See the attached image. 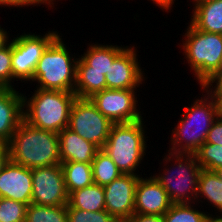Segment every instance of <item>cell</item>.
<instances>
[{"instance_id": "32", "label": "cell", "mask_w": 222, "mask_h": 222, "mask_svg": "<svg viewBox=\"0 0 222 222\" xmlns=\"http://www.w3.org/2000/svg\"><path fill=\"white\" fill-rule=\"evenodd\" d=\"M44 5L45 3L42 0H0V6L1 7H14V8H23V7H29L33 5L32 7H35L38 5Z\"/></svg>"}, {"instance_id": "31", "label": "cell", "mask_w": 222, "mask_h": 222, "mask_svg": "<svg viewBox=\"0 0 222 222\" xmlns=\"http://www.w3.org/2000/svg\"><path fill=\"white\" fill-rule=\"evenodd\" d=\"M205 142L222 145V119L217 118L211 125Z\"/></svg>"}, {"instance_id": "34", "label": "cell", "mask_w": 222, "mask_h": 222, "mask_svg": "<svg viewBox=\"0 0 222 222\" xmlns=\"http://www.w3.org/2000/svg\"><path fill=\"white\" fill-rule=\"evenodd\" d=\"M204 89L210 94H222V73L218 74Z\"/></svg>"}, {"instance_id": "29", "label": "cell", "mask_w": 222, "mask_h": 222, "mask_svg": "<svg viewBox=\"0 0 222 222\" xmlns=\"http://www.w3.org/2000/svg\"><path fill=\"white\" fill-rule=\"evenodd\" d=\"M67 222H119L114 216L106 210L86 211L72 208L67 204Z\"/></svg>"}, {"instance_id": "37", "label": "cell", "mask_w": 222, "mask_h": 222, "mask_svg": "<svg viewBox=\"0 0 222 222\" xmlns=\"http://www.w3.org/2000/svg\"><path fill=\"white\" fill-rule=\"evenodd\" d=\"M9 36L10 33L8 35L7 29L5 30V28H2L0 25V49L9 43V38H11Z\"/></svg>"}, {"instance_id": "2", "label": "cell", "mask_w": 222, "mask_h": 222, "mask_svg": "<svg viewBox=\"0 0 222 222\" xmlns=\"http://www.w3.org/2000/svg\"><path fill=\"white\" fill-rule=\"evenodd\" d=\"M8 146L10 160L26 168L61 164L58 133L32 127L24 120Z\"/></svg>"}, {"instance_id": "16", "label": "cell", "mask_w": 222, "mask_h": 222, "mask_svg": "<svg viewBox=\"0 0 222 222\" xmlns=\"http://www.w3.org/2000/svg\"><path fill=\"white\" fill-rule=\"evenodd\" d=\"M23 120V93L0 88V141L8 143Z\"/></svg>"}, {"instance_id": "42", "label": "cell", "mask_w": 222, "mask_h": 222, "mask_svg": "<svg viewBox=\"0 0 222 222\" xmlns=\"http://www.w3.org/2000/svg\"><path fill=\"white\" fill-rule=\"evenodd\" d=\"M215 174L218 176L220 180H222V166L218 167L217 169L214 170Z\"/></svg>"}, {"instance_id": "18", "label": "cell", "mask_w": 222, "mask_h": 222, "mask_svg": "<svg viewBox=\"0 0 222 222\" xmlns=\"http://www.w3.org/2000/svg\"><path fill=\"white\" fill-rule=\"evenodd\" d=\"M90 44L83 55L78 57L76 71H97L106 75L114 59L127 47L114 44Z\"/></svg>"}, {"instance_id": "10", "label": "cell", "mask_w": 222, "mask_h": 222, "mask_svg": "<svg viewBox=\"0 0 222 222\" xmlns=\"http://www.w3.org/2000/svg\"><path fill=\"white\" fill-rule=\"evenodd\" d=\"M136 91V92H135ZM138 89H104L89 99L112 123H129L143 118V111L137 108Z\"/></svg>"}, {"instance_id": "1", "label": "cell", "mask_w": 222, "mask_h": 222, "mask_svg": "<svg viewBox=\"0 0 222 222\" xmlns=\"http://www.w3.org/2000/svg\"><path fill=\"white\" fill-rule=\"evenodd\" d=\"M201 90L202 98H196L191 106L183 108L181 119L172 129L171 144L167 151L194 154L206 141L208 131L218 114L215 99L203 87Z\"/></svg>"}, {"instance_id": "22", "label": "cell", "mask_w": 222, "mask_h": 222, "mask_svg": "<svg viewBox=\"0 0 222 222\" xmlns=\"http://www.w3.org/2000/svg\"><path fill=\"white\" fill-rule=\"evenodd\" d=\"M61 166L69 195L73 191L90 186L94 183L91 163L68 161L61 163Z\"/></svg>"}, {"instance_id": "25", "label": "cell", "mask_w": 222, "mask_h": 222, "mask_svg": "<svg viewBox=\"0 0 222 222\" xmlns=\"http://www.w3.org/2000/svg\"><path fill=\"white\" fill-rule=\"evenodd\" d=\"M196 205L198 206L197 203L173 204L163 215V222H205L209 213L198 210Z\"/></svg>"}, {"instance_id": "21", "label": "cell", "mask_w": 222, "mask_h": 222, "mask_svg": "<svg viewBox=\"0 0 222 222\" xmlns=\"http://www.w3.org/2000/svg\"><path fill=\"white\" fill-rule=\"evenodd\" d=\"M68 204L72 208L86 211L106 210L104 187L93 183L90 186L73 191L69 195Z\"/></svg>"}, {"instance_id": "43", "label": "cell", "mask_w": 222, "mask_h": 222, "mask_svg": "<svg viewBox=\"0 0 222 222\" xmlns=\"http://www.w3.org/2000/svg\"><path fill=\"white\" fill-rule=\"evenodd\" d=\"M207 1H215V0H192L191 2H207Z\"/></svg>"}, {"instance_id": "12", "label": "cell", "mask_w": 222, "mask_h": 222, "mask_svg": "<svg viewBox=\"0 0 222 222\" xmlns=\"http://www.w3.org/2000/svg\"><path fill=\"white\" fill-rule=\"evenodd\" d=\"M138 50L134 45L127 46L113 61L105 75L106 89H137L146 78L138 61Z\"/></svg>"}, {"instance_id": "17", "label": "cell", "mask_w": 222, "mask_h": 222, "mask_svg": "<svg viewBox=\"0 0 222 222\" xmlns=\"http://www.w3.org/2000/svg\"><path fill=\"white\" fill-rule=\"evenodd\" d=\"M61 163L73 161L92 163L100 150L94 143L85 140L68 127L58 133Z\"/></svg>"}, {"instance_id": "33", "label": "cell", "mask_w": 222, "mask_h": 222, "mask_svg": "<svg viewBox=\"0 0 222 222\" xmlns=\"http://www.w3.org/2000/svg\"><path fill=\"white\" fill-rule=\"evenodd\" d=\"M125 222H163V216L152 214H136L134 213Z\"/></svg>"}, {"instance_id": "15", "label": "cell", "mask_w": 222, "mask_h": 222, "mask_svg": "<svg viewBox=\"0 0 222 222\" xmlns=\"http://www.w3.org/2000/svg\"><path fill=\"white\" fill-rule=\"evenodd\" d=\"M0 197L31 204L32 169L9 160L0 172Z\"/></svg>"}, {"instance_id": "40", "label": "cell", "mask_w": 222, "mask_h": 222, "mask_svg": "<svg viewBox=\"0 0 222 222\" xmlns=\"http://www.w3.org/2000/svg\"><path fill=\"white\" fill-rule=\"evenodd\" d=\"M210 222H222V215L216 214H209L207 218Z\"/></svg>"}, {"instance_id": "11", "label": "cell", "mask_w": 222, "mask_h": 222, "mask_svg": "<svg viewBox=\"0 0 222 222\" xmlns=\"http://www.w3.org/2000/svg\"><path fill=\"white\" fill-rule=\"evenodd\" d=\"M69 194L61 164L32 169V202L36 205H67Z\"/></svg>"}, {"instance_id": "28", "label": "cell", "mask_w": 222, "mask_h": 222, "mask_svg": "<svg viewBox=\"0 0 222 222\" xmlns=\"http://www.w3.org/2000/svg\"><path fill=\"white\" fill-rule=\"evenodd\" d=\"M28 205L0 197V221L1 222H25Z\"/></svg>"}, {"instance_id": "41", "label": "cell", "mask_w": 222, "mask_h": 222, "mask_svg": "<svg viewBox=\"0 0 222 222\" xmlns=\"http://www.w3.org/2000/svg\"><path fill=\"white\" fill-rule=\"evenodd\" d=\"M44 3H45V5L47 6V7H49V8H54V3L56 2L55 0H42Z\"/></svg>"}, {"instance_id": "3", "label": "cell", "mask_w": 222, "mask_h": 222, "mask_svg": "<svg viewBox=\"0 0 222 222\" xmlns=\"http://www.w3.org/2000/svg\"><path fill=\"white\" fill-rule=\"evenodd\" d=\"M28 96L23 94V113L30 126L55 133L68 127L72 104L77 98L74 92L35 88Z\"/></svg>"}, {"instance_id": "24", "label": "cell", "mask_w": 222, "mask_h": 222, "mask_svg": "<svg viewBox=\"0 0 222 222\" xmlns=\"http://www.w3.org/2000/svg\"><path fill=\"white\" fill-rule=\"evenodd\" d=\"M91 164L94 184L103 187L122 174L110 156L102 149L97 152Z\"/></svg>"}, {"instance_id": "13", "label": "cell", "mask_w": 222, "mask_h": 222, "mask_svg": "<svg viewBox=\"0 0 222 222\" xmlns=\"http://www.w3.org/2000/svg\"><path fill=\"white\" fill-rule=\"evenodd\" d=\"M140 176L121 174L104 186L105 209L119 222H125L134 214L135 191Z\"/></svg>"}, {"instance_id": "36", "label": "cell", "mask_w": 222, "mask_h": 222, "mask_svg": "<svg viewBox=\"0 0 222 222\" xmlns=\"http://www.w3.org/2000/svg\"><path fill=\"white\" fill-rule=\"evenodd\" d=\"M152 3L156 4L162 11L171 12L172 6L174 5L175 0H151ZM169 10V11H168Z\"/></svg>"}, {"instance_id": "26", "label": "cell", "mask_w": 222, "mask_h": 222, "mask_svg": "<svg viewBox=\"0 0 222 222\" xmlns=\"http://www.w3.org/2000/svg\"><path fill=\"white\" fill-rule=\"evenodd\" d=\"M25 222H67V205L45 206L29 204Z\"/></svg>"}, {"instance_id": "7", "label": "cell", "mask_w": 222, "mask_h": 222, "mask_svg": "<svg viewBox=\"0 0 222 222\" xmlns=\"http://www.w3.org/2000/svg\"><path fill=\"white\" fill-rule=\"evenodd\" d=\"M180 47L200 87L219 69L222 57V34L196 29L191 23Z\"/></svg>"}, {"instance_id": "5", "label": "cell", "mask_w": 222, "mask_h": 222, "mask_svg": "<svg viewBox=\"0 0 222 222\" xmlns=\"http://www.w3.org/2000/svg\"><path fill=\"white\" fill-rule=\"evenodd\" d=\"M73 56L59 34L42 53L32 83L42 90L74 92L79 55Z\"/></svg>"}, {"instance_id": "4", "label": "cell", "mask_w": 222, "mask_h": 222, "mask_svg": "<svg viewBox=\"0 0 222 222\" xmlns=\"http://www.w3.org/2000/svg\"><path fill=\"white\" fill-rule=\"evenodd\" d=\"M144 119L129 123H113L108 139L102 148L122 174L138 173L146 156L147 139ZM138 173H137V172Z\"/></svg>"}, {"instance_id": "30", "label": "cell", "mask_w": 222, "mask_h": 222, "mask_svg": "<svg viewBox=\"0 0 222 222\" xmlns=\"http://www.w3.org/2000/svg\"><path fill=\"white\" fill-rule=\"evenodd\" d=\"M12 85V43L0 49V88H16Z\"/></svg>"}, {"instance_id": "39", "label": "cell", "mask_w": 222, "mask_h": 222, "mask_svg": "<svg viewBox=\"0 0 222 222\" xmlns=\"http://www.w3.org/2000/svg\"><path fill=\"white\" fill-rule=\"evenodd\" d=\"M220 73H222V57H221V61H220V64H219V69L201 87L204 88L207 84H209Z\"/></svg>"}, {"instance_id": "35", "label": "cell", "mask_w": 222, "mask_h": 222, "mask_svg": "<svg viewBox=\"0 0 222 222\" xmlns=\"http://www.w3.org/2000/svg\"><path fill=\"white\" fill-rule=\"evenodd\" d=\"M10 160L8 143L0 141V172Z\"/></svg>"}, {"instance_id": "6", "label": "cell", "mask_w": 222, "mask_h": 222, "mask_svg": "<svg viewBox=\"0 0 222 222\" xmlns=\"http://www.w3.org/2000/svg\"><path fill=\"white\" fill-rule=\"evenodd\" d=\"M167 153L162 160L164 169L152 176L165 189L173 204L195 203L202 170L195 154ZM161 170L163 172L160 173Z\"/></svg>"}, {"instance_id": "23", "label": "cell", "mask_w": 222, "mask_h": 222, "mask_svg": "<svg viewBox=\"0 0 222 222\" xmlns=\"http://www.w3.org/2000/svg\"><path fill=\"white\" fill-rule=\"evenodd\" d=\"M106 89L105 75L97 71H76L74 93L77 98L89 99Z\"/></svg>"}, {"instance_id": "9", "label": "cell", "mask_w": 222, "mask_h": 222, "mask_svg": "<svg viewBox=\"0 0 222 222\" xmlns=\"http://www.w3.org/2000/svg\"><path fill=\"white\" fill-rule=\"evenodd\" d=\"M112 124L90 99L76 98L72 104L68 128L100 149L108 139Z\"/></svg>"}, {"instance_id": "20", "label": "cell", "mask_w": 222, "mask_h": 222, "mask_svg": "<svg viewBox=\"0 0 222 222\" xmlns=\"http://www.w3.org/2000/svg\"><path fill=\"white\" fill-rule=\"evenodd\" d=\"M205 200L208 204L210 203V206L215 207L216 210L214 211H218L216 213L222 215V180L218 178L214 171L202 169L195 203L199 205L200 202L203 203Z\"/></svg>"}, {"instance_id": "27", "label": "cell", "mask_w": 222, "mask_h": 222, "mask_svg": "<svg viewBox=\"0 0 222 222\" xmlns=\"http://www.w3.org/2000/svg\"><path fill=\"white\" fill-rule=\"evenodd\" d=\"M194 154L202 169L214 171L222 166V145L204 142Z\"/></svg>"}, {"instance_id": "19", "label": "cell", "mask_w": 222, "mask_h": 222, "mask_svg": "<svg viewBox=\"0 0 222 222\" xmlns=\"http://www.w3.org/2000/svg\"><path fill=\"white\" fill-rule=\"evenodd\" d=\"M192 3L190 23L200 31L222 34V0Z\"/></svg>"}, {"instance_id": "14", "label": "cell", "mask_w": 222, "mask_h": 222, "mask_svg": "<svg viewBox=\"0 0 222 222\" xmlns=\"http://www.w3.org/2000/svg\"><path fill=\"white\" fill-rule=\"evenodd\" d=\"M173 205L167 192L152 176L139 177L135 191L134 213L163 216Z\"/></svg>"}, {"instance_id": "38", "label": "cell", "mask_w": 222, "mask_h": 222, "mask_svg": "<svg viewBox=\"0 0 222 222\" xmlns=\"http://www.w3.org/2000/svg\"><path fill=\"white\" fill-rule=\"evenodd\" d=\"M216 102L218 118L222 119V94H210Z\"/></svg>"}, {"instance_id": "8", "label": "cell", "mask_w": 222, "mask_h": 222, "mask_svg": "<svg viewBox=\"0 0 222 222\" xmlns=\"http://www.w3.org/2000/svg\"><path fill=\"white\" fill-rule=\"evenodd\" d=\"M59 34L54 29L43 36L24 32L10 41L12 43V84L14 81L32 83L33 74L42 53Z\"/></svg>"}]
</instances>
